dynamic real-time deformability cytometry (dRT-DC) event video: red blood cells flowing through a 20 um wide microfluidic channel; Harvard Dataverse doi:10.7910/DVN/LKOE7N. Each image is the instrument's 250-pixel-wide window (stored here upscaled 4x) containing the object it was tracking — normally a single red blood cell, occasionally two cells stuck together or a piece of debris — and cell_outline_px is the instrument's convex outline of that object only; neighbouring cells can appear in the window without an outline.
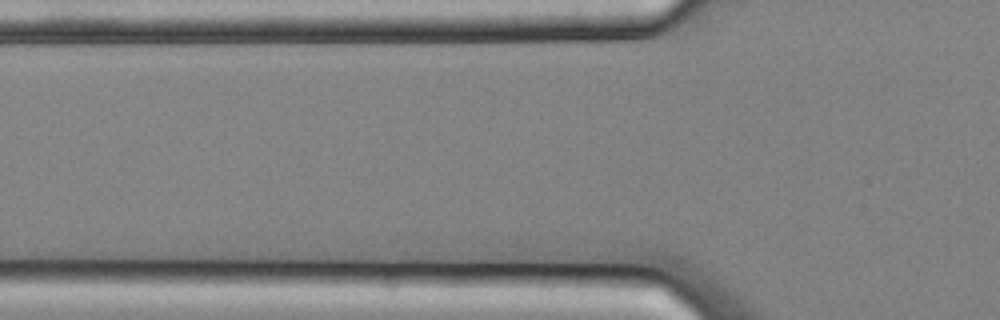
{"species": "common noctule bat (a hibernating species)", "species_latin": "Nyctalus noctula", "temperature_condition": "cold", "stored_images_in_passage": 3, "camera_frame_rate_fps": 3000, "um_per_image_px": 0.085, "animal": {"sex": "male", "body_mass_g": 20.4}, "frame": {"image": 1, "passage_image": 3, "time_ms": 0.667, "image_size_px": [1000, 320], "cell_outline_px": [[672, 296], [516, 284], [460, 276], [484, 272], [564, 272], [648, 276], [660, 280], [664, 284]], "centroid_in_image_um": [49.35, 23.92], "position_along_channel_um": 76.4, "area_um2": 20.11}}